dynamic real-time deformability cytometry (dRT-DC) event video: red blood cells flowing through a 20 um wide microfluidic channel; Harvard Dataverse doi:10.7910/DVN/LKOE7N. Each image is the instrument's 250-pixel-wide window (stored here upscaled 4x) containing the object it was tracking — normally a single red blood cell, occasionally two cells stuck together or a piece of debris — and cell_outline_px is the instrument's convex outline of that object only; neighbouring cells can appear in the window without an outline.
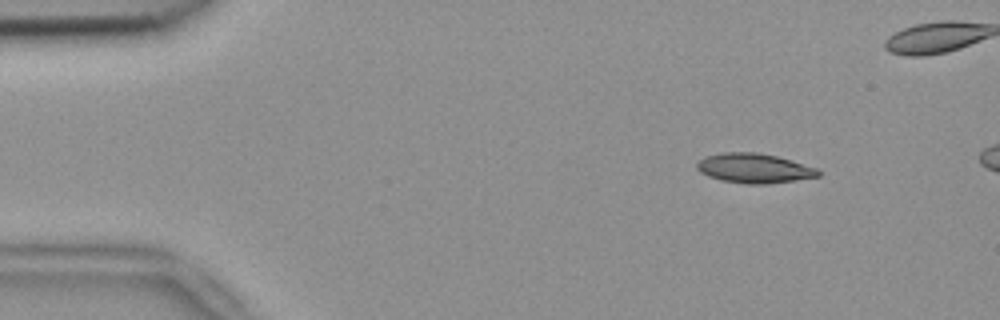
{"species": "common noctule bat (a hibernating species)", "species_latin": "Nyctalus noctula", "temperature_condition": "room temperature", "stored_images_in_passage": 15, "camera_frame_rate_fps": 3000, "um_per_image_px": 0.085, "animal": {"sex": "female", "body_mass_g": 18.4}, "frame": {"image": 1, "passage_image": 7, "time_ms": 2.0, "image_size_px": [1000, 320], "cell_outline_px": [[820, 176], [796, 180], [764, 184], [744, 184], [720, 180], [708, 176], [700, 172], [696, 168], [696, 164], [704, 156], [720, 152], [756, 152], [776, 156], [792, 160], [820, 168]], "centroid_in_image_um": [64.11, 14.3], "position_along_channel_um": 20.9, "area_um2": 21.21}}